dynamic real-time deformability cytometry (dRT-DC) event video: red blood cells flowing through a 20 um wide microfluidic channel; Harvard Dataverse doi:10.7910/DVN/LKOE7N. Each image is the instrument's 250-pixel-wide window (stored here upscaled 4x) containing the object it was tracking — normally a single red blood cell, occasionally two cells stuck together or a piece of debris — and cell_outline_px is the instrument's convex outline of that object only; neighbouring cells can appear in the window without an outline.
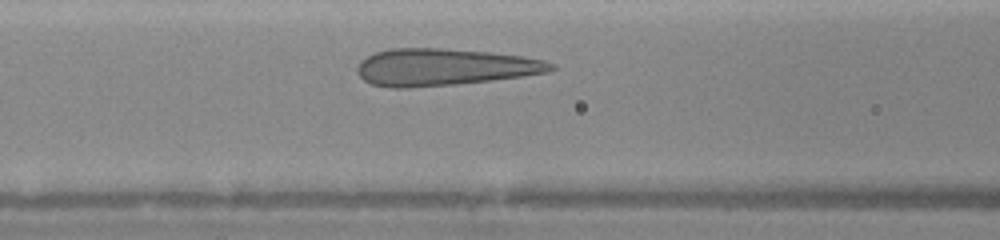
{"species": "human", "species_latin": "Homo sapiens", "temperature_condition": "warm", "stored_images_in_passage": 6, "camera_frame_rate_fps": 3000, "um_per_image_px": 0.085, "donor": {"sex": "female"}, "frame": {"image": 1, "passage_image": 4, "time_ms": 2.0, "image_size_px": [1000, 240], "cell_outline_px": [[556, 68], [544, 72], [520, 76], [492, 80], [456, 84], [408, 88], [392, 88], [372, 84], [364, 80], [360, 76], [356, 68], [360, 60], [376, 52], [388, 48], [440, 48], [492, 52], [520, 56], [544, 60], [556, 64]], "centroid_in_image_um": [37.71, 5.7], "position_along_channel_um": 128.9, "area_um2": 41.67}}
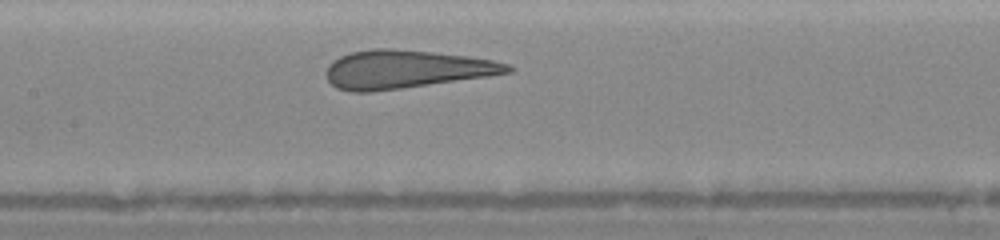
{"frame": {"image": 2, "passage_image": 6, "time_ms": 3.0, "image_size_px": [1000, 240], "cell_outline_px": [[516, 68], [512, 72], [488, 76], [372, 92], [352, 92], [336, 88], [328, 80], [324, 72], [328, 64], [332, 60], [340, 56], [352, 52], [372, 48], [392, 48], [432, 52], [468, 56], [492, 60], [512, 64]], "centroid_in_image_um": [34.49, 5.88], "position_along_channel_um": 172.9, "area_um2": 40.63}}